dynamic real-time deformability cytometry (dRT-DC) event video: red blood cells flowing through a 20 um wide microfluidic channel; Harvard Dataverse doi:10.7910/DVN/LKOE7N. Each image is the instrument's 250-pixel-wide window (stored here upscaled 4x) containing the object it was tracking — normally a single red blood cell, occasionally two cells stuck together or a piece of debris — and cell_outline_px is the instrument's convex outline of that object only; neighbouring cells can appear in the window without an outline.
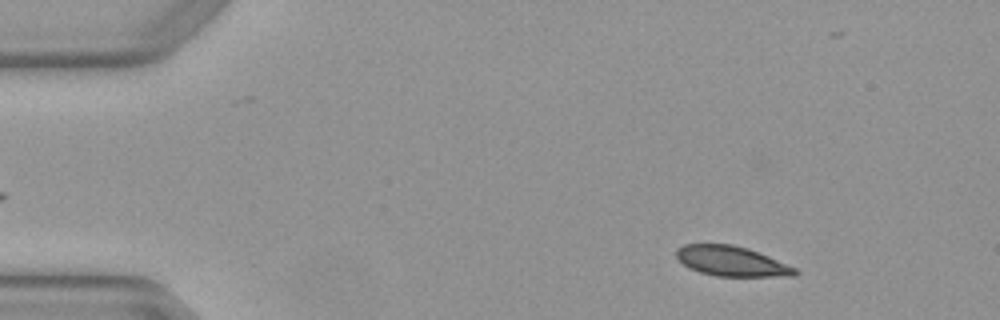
{"species": "Egyptian fruit bat (a non-hibernating species)", "species_latin": "Rousettus aegyptiacus", "temperature_condition": "warm", "stored_images_in_passage": 4, "camera_frame_rate_fps": 3000, "um_per_image_px": 0.085, "animal": {"sex": "female"}, "frame": {"image": 1, "passage_image": 1, "time_ms": 0.0, "image_size_px": [1000, 320], "cell_outline_px": [[800, 272], [796, 276], [716, 276], [700, 272], [688, 268], [676, 256], [676, 248], [684, 244], [732, 244], [748, 248], [768, 256], [796, 268]], "centroid_in_image_um": [62.18, 22.2], "position_along_channel_um": 22.8, "area_um2": 20.75}}